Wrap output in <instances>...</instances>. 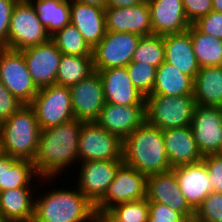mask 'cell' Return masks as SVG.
I'll use <instances>...</instances> for the list:
<instances>
[{"label": "cell", "instance_id": "1", "mask_svg": "<svg viewBox=\"0 0 222 222\" xmlns=\"http://www.w3.org/2000/svg\"><path fill=\"white\" fill-rule=\"evenodd\" d=\"M82 121L72 119L40 131L37 154L33 160L41 178L61 175L71 164L79 163L78 141Z\"/></svg>", "mask_w": 222, "mask_h": 222}, {"label": "cell", "instance_id": "2", "mask_svg": "<svg viewBox=\"0 0 222 222\" xmlns=\"http://www.w3.org/2000/svg\"><path fill=\"white\" fill-rule=\"evenodd\" d=\"M123 162L146 176L170 171L163 131L145 121L123 141Z\"/></svg>", "mask_w": 222, "mask_h": 222}, {"label": "cell", "instance_id": "3", "mask_svg": "<svg viewBox=\"0 0 222 222\" xmlns=\"http://www.w3.org/2000/svg\"><path fill=\"white\" fill-rule=\"evenodd\" d=\"M74 186L73 190L57 188L47 192L46 189L45 195L35 197L32 221L95 222V206L79 191L76 184Z\"/></svg>", "mask_w": 222, "mask_h": 222}, {"label": "cell", "instance_id": "4", "mask_svg": "<svg viewBox=\"0 0 222 222\" xmlns=\"http://www.w3.org/2000/svg\"><path fill=\"white\" fill-rule=\"evenodd\" d=\"M40 131L35 111L29 104H24L0 123V152L33 161L38 150Z\"/></svg>", "mask_w": 222, "mask_h": 222}, {"label": "cell", "instance_id": "5", "mask_svg": "<svg viewBox=\"0 0 222 222\" xmlns=\"http://www.w3.org/2000/svg\"><path fill=\"white\" fill-rule=\"evenodd\" d=\"M195 106L194 95H149L145 100L146 122L161 130L191 126Z\"/></svg>", "mask_w": 222, "mask_h": 222}, {"label": "cell", "instance_id": "6", "mask_svg": "<svg viewBox=\"0 0 222 222\" xmlns=\"http://www.w3.org/2000/svg\"><path fill=\"white\" fill-rule=\"evenodd\" d=\"M50 38L33 5L28 0H19L12 11L8 40L2 47L22 50L45 43Z\"/></svg>", "mask_w": 222, "mask_h": 222}, {"label": "cell", "instance_id": "7", "mask_svg": "<svg viewBox=\"0 0 222 222\" xmlns=\"http://www.w3.org/2000/svg\"><path fill=\"white\" fill-rule=\"evenodd\" d=\"M29 105L35 111L41 130L74 119L71 92L67 86L52 84L41 88Z\"/></svg>", "mask_w": 222, "mask_h": 222}, {"label": "cell", "instance_id": "8", "mask_svg": "<svg viewBox=\"0 0 222 222\" xmlns=\"http://www.w3.org/2000/svg\"><path fill=\"white\" fill-rule=\"evenodd\" d=\"M0 80L23 104H30L39 91L20 50L0 47Z\"/></svg>", "mask_w": 222, "mask_h": 222}, {"label": "cell", "instance_id": "9", "mask_svg": "<svg viewBox=\"0 0 222 222\" xmlns=\"http://www.w3.org/2000/svg\"><path fill=\"white\" fill-rule=\"evenodd\" d=\"M80 162L93 160H123V141L96 122H83L79 133Z\"/></svg>", "mask_w": 222, "mask_h": 222}, {"label": "cell", "instance_id": "10", "mask_svg": "<svg viewBox=\"0 0 222 222\" xmlns=\"http://www.w3.org/2000/svg\"><path fill=\"white\" fill-rule=\"evenodd\" d=\"M141 37L133 33L107 31L104 38L92 49L94 70L127 66L132 61Z\"/></svg>", "mask_w": 222, "mask_h": 222}, {"label": "cell", "instance_id": "11", "mask_svg": "<svg viewBox=\"0 0 222 222\" xmlns=\"http://www.w3.org/2000/svg\"><path fill=\"white\" fill-rule=\"evenodd\" d=\"M147 176L122 162L116 170L104 197L95 209H110L116 204L140 200L146 197Z\"/></svg>", "mask_w": 222, "mask_h": 222}, {"label": "cell", "instance_id": "12", "mask_svg": "<svg viewBox=\"0 0 222 222\" xmlns=\"http://www.w3.org/2000/svg\"><path fill=\"white\" fill-rule=\"evenodd\" d=\"M191 129L202 156L222 150V107L196 104Z\"/></svg>", "mask_w": 222, "mask_h": 222}, {"label": "cell", "instance_id": "13", "mask_svg": "<svg viewBox=\"0 0 222 222\" xmlns=\"http://www.w3.org/2000/svg\"><path fill=\"white\" fill-rule=\"evenodd\" d=\"M123 160L81 162L76 187L95 206L105 195Z\"/></svg>", "mask_w": 222, "mask_h": 222}, {"label": "cell", "instance_id": "14", "mask_svg": "<svg viewBox=\"0 0 222 222\" xmlns=\"http://www.w3.org/2000/svg\"><path fill=\"white\" fill-rule=\"evenodd\" d=\"M74 119L95 122L106 101L102 79L98 72L69 87Z\"/></svg>", "mask_w": 222, "mask_h": 222}, {"label": "cell", "instance_id": "15", "mask_svg": "<svg viewBox=\"0 0 222 222\" xmlns=\"http://www.w3.org/2000/svg\"><path fill=\"white\" fill-rule=\"evenodd\" d=\"M38 89L56 84L62 53L50 38L47 42L20 50Z\"/></svg>", "mask_w": 222, "mask_h": 222}, {"label": "cell", "instance_id": "16", "mask_svg": "<svg viewBox=\"0 0 222 222\" xmlns=\"http://www.w3.org/2000/svg\"><path fill=\"white\" fill-rule=\"evenodd\" d=\"M105 23L107 31L133 33L140 36L153 35L147 0L130 7H105Z\"/></svg>", "mask_w": 222, "mask_h": 222}, {"label": "cell", "instance_id": "17", "mask_svg": "<svg viewBox=\"0 0 222 222\" xmlns=\"http://www.w3.org/2000/svg\"><path fill=\"white\" fill-rule=\"evenodd\" d=\"M146 199L148 202H159L171 207L190 222L194 219V210L186 202L172 170L147 176Z\"/></svg>", "mask_w": 222, "mask_h": 222}, {"label": "cell", "instance_id": "18", "mask_svg": "<svg viewBox=\"0 0 222 222\" xmlns=\"http://www.w3.org/2000/svg\"><path fill=\"white\" fill-rule=\"evenodd\" d=\"M145 121V105L119 106L105 103L95 122L124 141Z\"/></svg>", "mask_w": 222, "mask_h": 222}, {"label": "cell", "instance_id": "19", "mask_svg": "<svg viewBox=\"0 0 222 222\" xmlns=\"http://www.w3.org/2000/svg\"><path fill=\"white\" fill-rule=\"evenodd\" d=\"M102 79L106 103L119 106L145 105L143 96L132 84L127 67H112L96 71Z\"/></svg>", "mask_w": 222, "mask_h": 222}, {"label": "cell", "instance_id": "20", "mask_svg": "<svg viewBox=\"0 0 222 222\" xmlns=\"http://www.w3.org/2000/svg\"><path fill=\"white\" fill-rule=\"evenodd\" d=\"M177 178L179 188L186 202L195 211L205 197L213 192L208 169L203 160L171 169Z\"/></svg>", "mask_w": 222, "mask_h": 222}, {"label": "cell", "instance_id": "21", "mask_svg": "<svg viewBox=\"0 0 222 222\" xmlns=\"http://www.w3.org/2000/svg\"><path fill=\"white\" fill-rule=\"evenodd\" d=\"M154 35L182 33L191 25L186 18L182 0H147Z\"/></svg>", "mask_w": 222, "mask_h": 222}, {"label": "cell", "instance_id": "22", "mask_svg": "<svg viewBox=\"0 0 222 222\" xmlns=\"http://www.w3.org/2000/svg\"><path fill=\"white\" fill-rule=\"evenodd\" d=\"M72 23L93 49L106 35L105 8L70 0Z\"/></svg>", "mask_w": 222, "mask_h": 222}, {"label": "cell", "instance_id": "23", "mask_svg": "<svg viewBox=\"0 0 222 222\" xmlns=\"http://www.w3.org/2000/svg\"><path fill=\"white\" fill-rule=\"evenodd\" d=\"M171 168L199 162L203 159L191 126L162 130Z\"/></svg>", "mask_w": 222, "mask_h": 222}, {"label": "cell", "instance_id": "24", "mask_svg": "<svg viewBox=\"0 0 222 222\" xmlns=\"http://www.w3.org/2000/svg\"><path fill=\"white\" fill-rule=\"evenodd\" d=\"M165 62L171 64L179 72L195 79L200 66L194 54L190 32L175 33L163 36Z\"/></svg>", "mask_w": 222, "mask_h": 222}, {"label": "cell", "instance_id": "25", "mask_svg": "<svg viewBox=\"0 0 222 222\" xmlns=\"http://www.w3.org/2000/svg\"><path fill=\"white\" fill-rule=\"evenodd\" d=\"M48 182L52 177L41 178L34 167L33 161L18 159L0 152V192L20 187H35L32 180ZM46 180V181H45Z\"/></svg>", "mask_w": 222, "mask_h": 222}, {"label": "cell", "instance_id": "26", "mask_svg": "<svg viewBox=\"0 0 222 222\" xmlns=\"http://www.w3.org/2000/svg\"><path fill=\"white\" fill-rule=\"evenodd\" d=\"M31 188L37 189L20 187L0 192V213L8 222L33 220L35 196Z\"/></svg>", "mask_w": 222, "mask_h": 222}, {"label": "cell", "instance_id": "27", "mask_svg": "<svg viewBox=\"0 0 222 222\" xmlns=\"http://www.w3.org/2000/svg\"><path fill=\"white\" fill-rule=\"evenodd\" d=\"M193 95L198 105L222 107V66L200 68Z\"/></svg>", "mask_w": 222, "mask_h": 222}, {"label": "cell", "instance_id": "28", "mask_svg": "<svg viewBox=\"0 0 222 222\" xmlns=\"http://www.w3.org/2000/svg\"><path fill=\"white\" fill-rule=\"evenodd\" d=\"M194 79L174 66L163 62L156 71L155 84L150 95H193Z\"/></svg>", "mask_w": 222, "mask_h": 222}, {"label": "cell", "instance_id": "29", "mask_svg": "<svg viewBox=\"0 0 222 222\" xmlns=\"http://www.w3.org/2000/svg\"><path fill=\"white\" fill-rule=\"evenodd\" d=\"M34 7L39 21L52 36L70 23V0H28Z\"/></svg>", "mask_w": 222, "mask_h": 222}, {"label": "cell", "instance_id": "30", "mask_svg": "<svg viewBox=\"0 0 222 222\" xmlns=\"http://www.w3.org/2000/svg\"><path fill=\"white\" fill-rule=\"evenodd\" d=\"M188 31L200 68L222 66V40L200 32L193 24Z\"/></svg>", "mask_w": 222, "mask_h": 222}, {"label": "cell", "instance_id": "31", "mask_svg": "<svg viewBox=\"0 0 222 222\" xmlns=\"http://www.w3.org/2000/svg\"><path fill=\"white\" fill-rule=\"evenodd\" d=\"M94 72L92 56L63 54L56 75V84L70 87L88 78Z\"/></svg>", "mask_w": 222, "mask_h": 222}, {"label": "cell", "instance_id": "32", "mask_svg": "<svg viewBox=\"0 0 222 222\" xmlns=\"http://www.w3.org/2000/svg\"><path fill=\"white\" fill-rule=\"evenodd\" d=\"M51 39L62 54L73 56H92V48L84 40L78 29L69 23L58 30Z\"/></svg>", "mask_w": 222, "mask_h": 222}, {"label": "cell", "instance_id": "33", "mask_svg": "<svg viewBox=\"0 0 222 222\" xmlns=\"http://www.w3.org/2000/svg\"><path fill=\"white\" fill-rule=\"evenodd\" d=\"M165 61L163 36H142L133 54L132 61L158 68Z\"/></svg>", "mask_w": 222, "mask_h": 222}, {"label": "cell", "instance_id": "34", "mask_svg": "<svg viewBox=\"0 0 222 222\" xmlns=\"http://www.w3.org/2000/svg\"><path fill=\"white\" fill-rule=\"evenodd\" d=\"M127 70L135 88L145 97L152 93L157 68L148 64L130 62Z\"/></svg>", "mask_w": 222, "mask_h": 222}, {"label": "cell", "instance_id": "35", "mask_svg": "<svg viewBox=\"0 0 222 222\" xmlns=\"http://www.w3.org/2000/svg\"><path fill=\"white\" fill-rule=\"evenodd\" d=\"M110 210L124 222H147L149 202L145 197L140 200L116 204Z\"/></svg>", "mask_w": 222, "mask_h": 222}, {"label": "cell", "instance_id": "36", "mask_svg": "<svg viewBox=\"0 0 222 222\" xmlns=\"http://www.w3.org/2000/svg\"><path fill=\"white\" fill-rule=\"evenodd\" d=\"M222 218V193L211 192L194 211L192 222H216Z\"/></svg>", "mask_w": 222, "mask_h": 222}, {"label": "cell", "instance_id": "37", "mask_svg": "<svg viewBox=\"0 0 222 222\" xmlns=\"http://www.w3.org/2000/svg\"><path fill=\"white\" fill-rule=\"evenodd\" d=\"M147 222H190L182 213L171 207L159 203L149 202V216Z\"/></svg>", "mask_w": 222, "mask_h": 222}, {"label": "cell", "instance_id": "38", "mask_svg": "<svg viewBox=\"0 0 222 222\" xmlns=\"http://www.w3.org/2000/svg\"><path fill=\"white\" fill-rule=\"evenodd\" d=\"M193 25L200 32L222 40V12L211 11L199 18Z\"/></svg>", "mask_w": 222, "mask_h": 222}, {"label": "cell", "instance_id": "39", "mask_svg": "<svg viewBox=\"0 0 222 222\" xmlns=\"http://www.w3.org/2000/svg\"><path fill=\"white\" fill-rule=\"evenodd\" d=\"M208 169L209 179L213 184V192L222 193V156L210 154L202 159Z\"/></svg>", "mask_w": 222, "mask_h": 222}, {"label": "cell", "instance_id": "40", "mask_svg": "<svg viewBox=\"0 0 222 222\" xmlns=\"http://www.w3.org/2000/svg\"><path fill=\"white\" fill-rule=\"evenodd\" d=\"M23 105L0 80V123L10 118Z\"/></svg>", "mask_w": 222, "mask_h": 222}, {"label": "cell", "instance_id": "41", "mask_svg": "<svg viewBox=\"0 0 222 222\" xmlns=\"http://www.w3.org/2000/svg\"><path fill=\"white\" fill-rule=\"evenodd\" d=\"M182 2L190 24L212 11V0H182Z\"/></svg>", "mask_w": 222, "mask_h": 222}, {"label": "cell", "instance_id": "42", "mask_svg": "<svg viewBox=\"0 0 222 222\" xmlns=\"http://www.w3.org/2000/svg\"><path fill=\"white\" fill-rule=\"evenodd\" d=\"M18 1L19 0H0V47L8 40L12 11Z\"/></svg>", "mask_w": 222, "mask_h": 222}, {"label": "cell", "instance_id": "43", "mask_svg": "<svg viewBox=\"0 0 222 222\" xmlns=\"http://www.w3.org/2000/svg\"><path fill=\"white\" fill-rule=\"evenodd\" d=\"M95 222H124L119 219L110 209H95Z\"/></svg>", "mask_w": 222, "mask_h": 222}, {"label": "cell", "instance_id": "44", "mask_svg": "<svg viewBox=\"0 0 222 222\" xmlns=\"http://www.w3.org/2000/svg\"><path fill=\"white\" fill-rule=\"evenodd\" d=\"M145 0H106V7L122 8L138 5Z\"/></svg>", "mask_w": 222, "mask_h": 222}, {"label": "cell", "instance_id": "45", "mask_svg": "<svg viewBox=\"0 0 222 222\" xmlns=\"http://www.w3.org/2000/svg\"><path fill=\"white\" fill-rule=\"evenodd\" d=\"M75 1H78V2L84 3V4L98 6L101 8L106 7V0H75Z\"/></svg>", "mask_w": 222, "mask_h": 222}, {"label": "cell", "instance_id": "46", "mask_svg": "<svg viewBox=\"0 0 222 222\" xmlns=\"http://www.w3.org/2000/svg\"><path fill=\"white\" fill-rule=\"evenodd\" d=\"M212 11L222 12V0H212Z\"/></svg>", "mask_w": 222, "mask_h": 222}, {"label": "cell", "instance_id": "47", "mask_svg": "<svg viewBox=\"0 0 222 222\" xmlns=\"http://www.w3.org/2000/svg\"><path fill=\"white\" fill-rule=\"evenodd\" d=\"M0 222H8V221L2 216L1 213H0Z\"/></svg>", "mask_w": 222, "mask_h": 222}]
</instances>
